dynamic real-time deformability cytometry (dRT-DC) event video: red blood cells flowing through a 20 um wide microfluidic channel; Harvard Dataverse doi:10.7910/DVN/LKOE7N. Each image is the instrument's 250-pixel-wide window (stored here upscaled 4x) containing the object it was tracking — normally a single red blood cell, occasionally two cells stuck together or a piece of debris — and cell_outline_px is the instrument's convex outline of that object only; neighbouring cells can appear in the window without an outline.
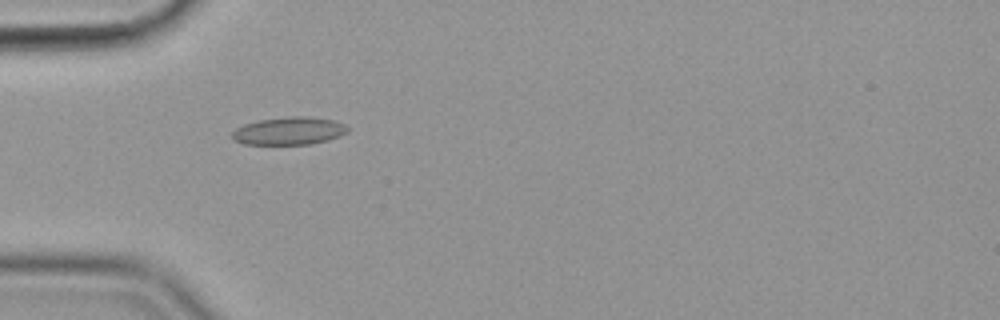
{"species": "common noctule bat (a hibernating species)", "species_latin": "Nyctalus noctula", "temperature_condition": "cold", "stored_images_in_passage": 57, "camera_frame_rate_fps": 3000, "um_per_image_px": 0.085, "animal": {"sex": "female", "body_mass_g": 19.9}, "frame": {"image": 1, "passage_image": 18, "time_ms": 5.667, "image_size_px": [1000, 320], "cell_outline_px": [[348, 132], [340, 136], [328, 140], [308, 144], [244, 144], [236, 140], [232, 136], [232, 132], [236, 128], [244, 124], [260, 120], [288, 116], [308, 116], [332, 120], [344, 124], [348, 128]], "centroid_in_image_um": [24.58, 11.12], "position_along_channel_um": 60.4, "area_um2": 18.55}}
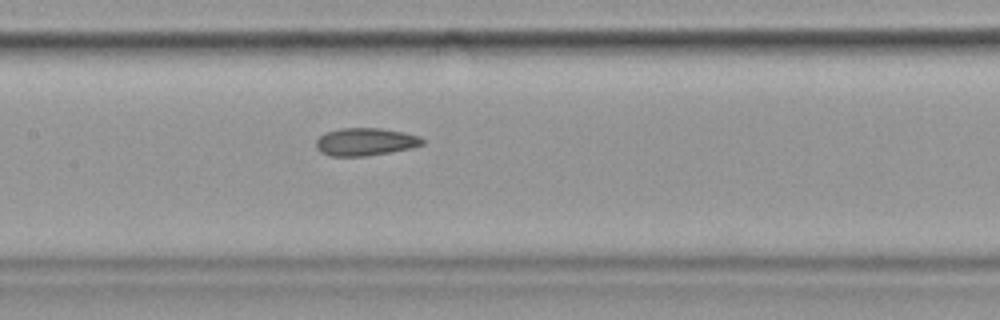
{"frame": {"image": 2, "passage_image": 28, "time_ms": 9.0, "image_size_px": [1000, 320], "cell_outline_px": [[424, 144], [408, 148], [388, 152], [364, 156], [332, 156], [320, 152], [316, 148], [316, 140], [324, 132], [340, 128], [380, 128], [404, 132], [420, 136], [424, 140]], "centroid_in_image_um": [31.02, 12.04], "position_along_channel_um": 176.4, "area_um2": 17.11}}
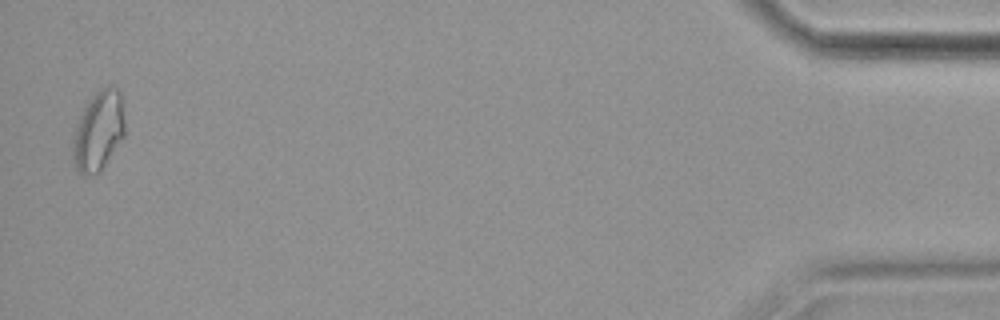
{"frame": {"image": 3, "passage_image": 56, "time_ms": 18.333, "image_size_px": [1000, 320], "cell_outline_px": [[124, 136], [100, 172], [84, 176], [76, 168], [72, 156], [72, 152], [76, 128], [84, 108], [92, 96], [100, 88], [112, 84], [120, 92], [124, 120]], "centroid_in_image_um": [8.39, 11.12], "position_along_channel_um": 426.8, "area_um2": 23.76}, "authors_computed_cell_mechanics": {"area_um2": 17.918, "velocity_mm_per_s": 3.5802, "shape_relaxation_time_tau1_ms": 3.7251, "shape_relaxation_time_tau2_ms": 3.1734, "deformation_change_tau1": 0.0826, "deformation_change_tau2": 0.0906}}